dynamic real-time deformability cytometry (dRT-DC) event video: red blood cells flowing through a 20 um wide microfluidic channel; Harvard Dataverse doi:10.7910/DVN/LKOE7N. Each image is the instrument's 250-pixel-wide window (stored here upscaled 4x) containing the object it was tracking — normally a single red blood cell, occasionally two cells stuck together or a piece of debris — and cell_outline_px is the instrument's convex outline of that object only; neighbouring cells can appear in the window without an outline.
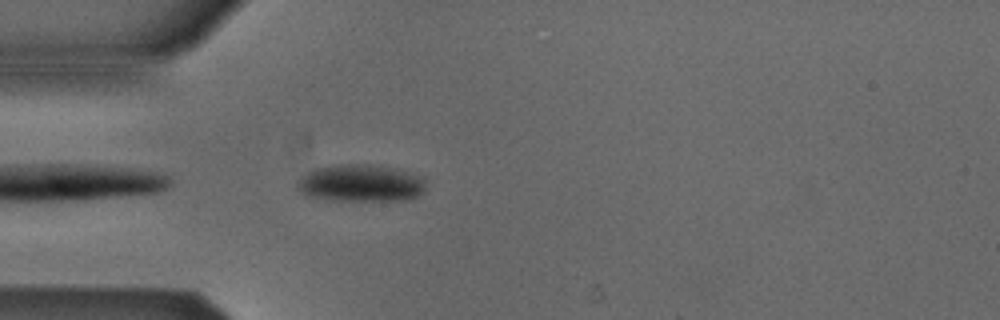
{"species": "Egyptian fruit bat (a non-hibernating species)", "species_latin": "Rousettus aegyptiacus", "temperature_condition": "cold", "stored_images_in_passage": 25, "camera_frame_rate_fps": 3000, "um_per_image_px": 0.085, "animal": {"sex": "male"}, "frame": {"image": 1, "passage_image": 2, "time_ms": 0.333, "image_size_px": [1000, 320], "cell_outline_px": [[424, 192], [408, 200], [328, 200], [308, 196], [300, 192], [296, 188], [296, 184], [300, 176], [316, 168], [340, 164], [368, 164], [396, 168], [424, 176]], "centroid_in_image_um": [30.66, 15.56], "position_along_channel_um": 54.3, "area_um2": 28.15}}
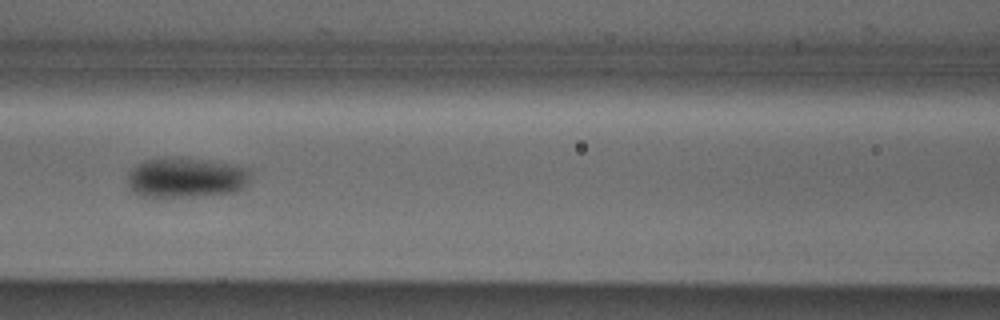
{"frame": {"image": 2, "passage_image": 10, "time_ms": 3.0, "image_size_px": [1000, 320], "cell_outline_px": [[252, 172], [248, 184], [244, 188], [236, 192], [192, 196], [140, 196], [132, 192], [128, 188], [128, 172], [136, 164], [144, 160], [160, 156], [168, 156], [208, 160], [236, 164], [248, 168]], "centroid_in_image_um": [15.82, 15.07], "position_along_channel_um": 150.8, "area_um2": 29.42}}
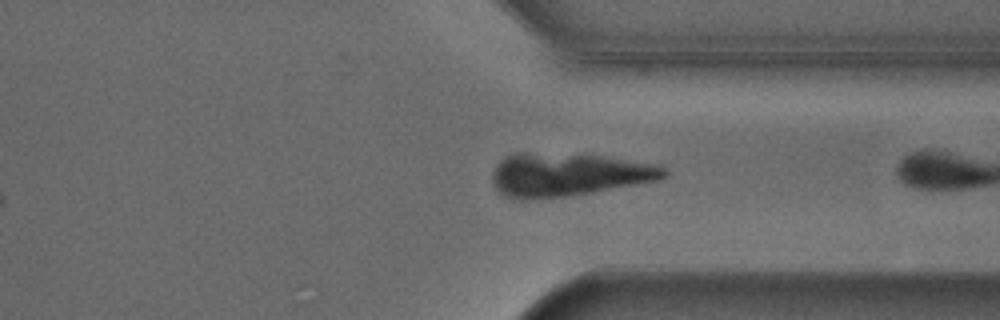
{"frame": {"image": 3, "passage_image": 24, "time_ms": 7.667, "image_size_px": [1000, 320], "cell_outline_px": [[668, 176], [660, 180], [592, 192], [564, 196], [532, 200], [520, 200], [504, 196], [496, 188], [492, 180], [492, 172], [496, 164], [504, 156], [512, 152], [524, 152], [600, 156], [660, 164], [668, 172]], "centroid_in_image_um": [48.27, 14.84], "position_along_channel_um": 363.1, "area_um2": 43.52}}